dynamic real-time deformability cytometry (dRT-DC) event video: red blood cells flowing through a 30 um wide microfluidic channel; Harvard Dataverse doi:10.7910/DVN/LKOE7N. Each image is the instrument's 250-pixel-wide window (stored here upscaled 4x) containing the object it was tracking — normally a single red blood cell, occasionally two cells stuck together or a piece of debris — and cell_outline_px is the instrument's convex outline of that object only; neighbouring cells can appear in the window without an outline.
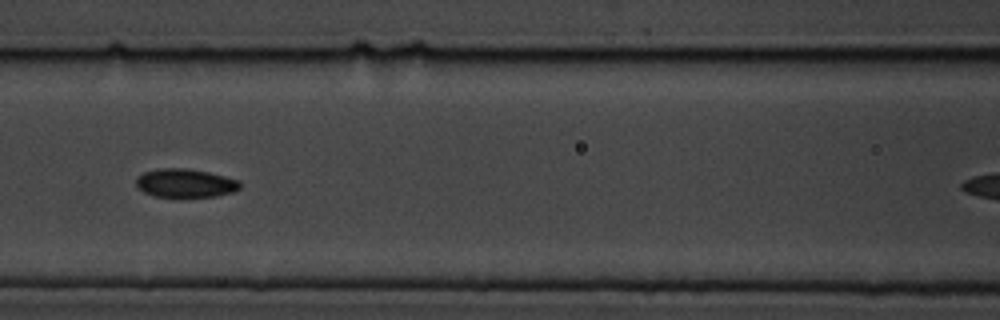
{"species": "common noctule bat (a hibernating species)", "species_latin": "Nyctalus noctula", "temperature_condition": "cold", "stored_images_in_passage": 14, "camera_frame_rate_fps": 3000, "um_per_image_px": 0.085, "animal": {"sex": "male", "body_mass_g": 19.5, "forearm_length_mm": 54.6}, "frame": {"image": 1, "passage_image": 7, "time_ms": 8.0, "image_size_px": [1000, 320], "cell_outline_px": [[240, 188], [232, 192], [216, 196], [152, 196], [136, 188], [136, 176], [144, 172], [160, 168], [184, 168], [208, 172], [240, 180]], "centroid_in_image_um": [15.71, 15.55], "position_along_channel_um": 150.9, "area_um2": 17.22}}
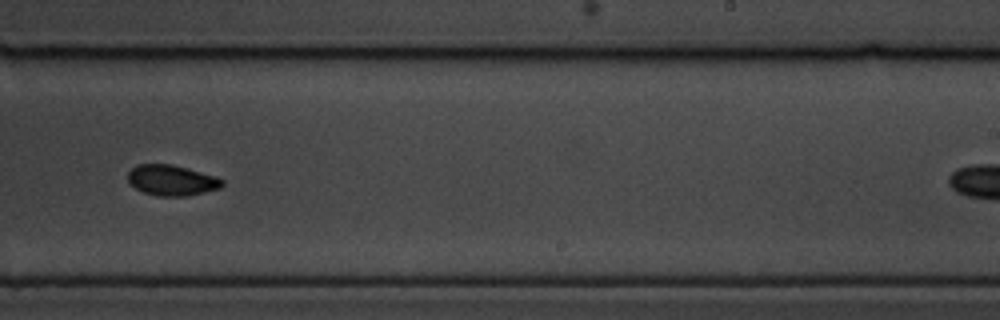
{"frame": {"image": 2, "passage_image": 10, "time_ms": 11.333, "image_size_px": [1000, 320], "cell_outline_px": [[224, 184], [220, 188], [188, 196], [160, 196], [144, 192], [136, 188], [128, 180], [128, 172], [136, 164], [172, 164], [188, 168], [216, 176], [224, 180]], "centroid_in_image_um": [14.62, 15.31], "position_along_channel_um": 274.4, "area_um2": 16.82}}
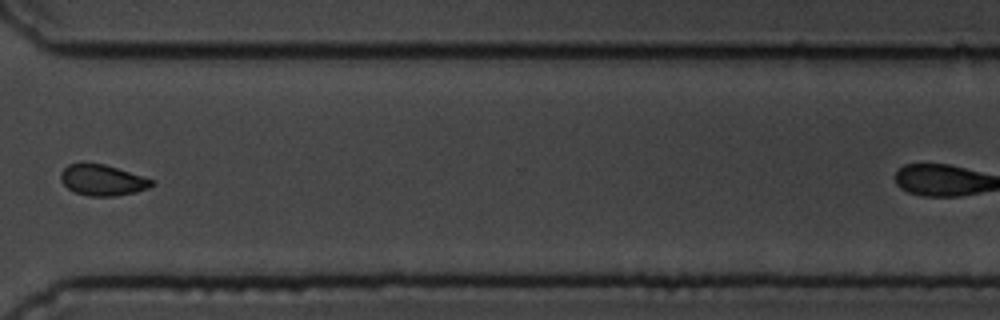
{"frame": {"image": 3, "passage_image": 12, "time_ms": 13.667, "image_size_px": [1000, 320], "cell_outline_px": [[156, 184], [148, 188], [136, 192], [116, 196], [88, 196], [72, 192], [60, 180], [60, 172], [68, 164], [104, 164], [152, 180]], "centroid_in_image_um": [8.67, 15.33], "position_along_channel_um": 361.9, "area_um2": 16.18}}